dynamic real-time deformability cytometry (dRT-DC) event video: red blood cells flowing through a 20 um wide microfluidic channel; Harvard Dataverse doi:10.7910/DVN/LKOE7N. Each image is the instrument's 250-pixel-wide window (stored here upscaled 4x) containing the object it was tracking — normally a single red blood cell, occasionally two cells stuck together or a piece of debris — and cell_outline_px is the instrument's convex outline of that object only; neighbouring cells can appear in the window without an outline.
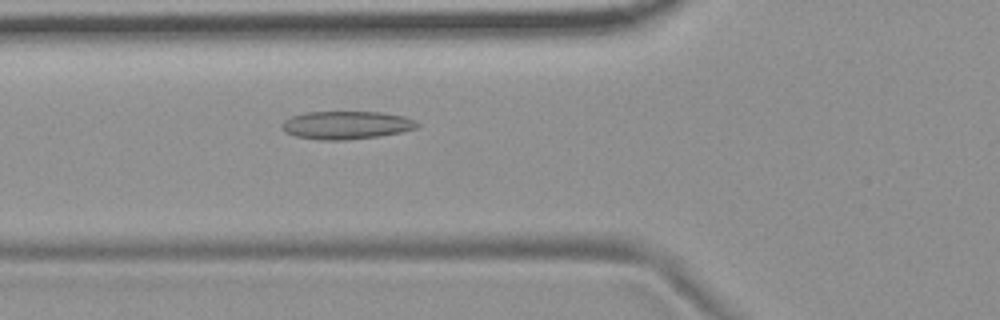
{"species": "common noctule bat (a hibernating species)", "species_latin": "Nyctalus noctula", "temperature_condition": "room temperature", "stored_images_in_passage": 33, "camera_frame_rate_fps": 3000, "um_per_image_px": 0.085, "animal": {"sex": "female", "body_mass_g": 19.9}, "frame": {"image": 1, "passage_image": 5, "time_ms": 1.333, "image_size_px": [1000, 320], "cell_outline_px": [[420, 124], [416, 128], [400, 132], [380, 136], [348, 140], [320, 140], [296, 136], [284, 132], [284, 120], [292, 116], [304, 112], [380, 112], [404, 116], [416, 120]], "centroid_in_image_um": [29.47, 10.63], "position_along_channel_um": 96.3, "area_um2": 22.08}}
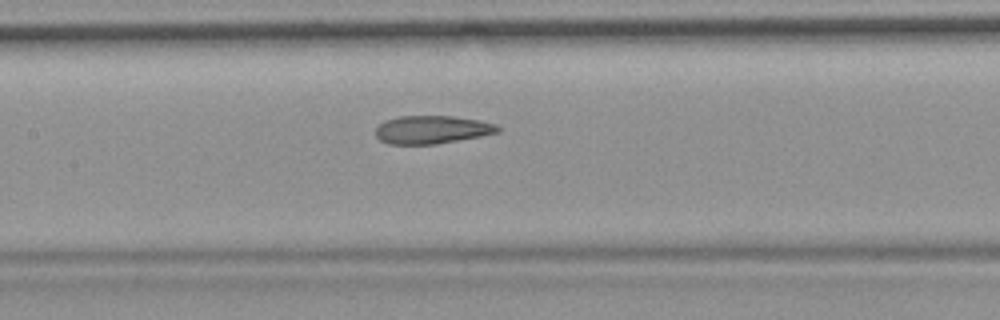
{"frame": {"image": 2, "passage_image": 11, "time_ms": 3.333, "image_size_px": [1000, 320], "cell_outline_px": [[500, 132], [480, 136], [436, 144], [388, 144], [380, 140], [376, 136], [376, 128], [384, 120], [400, 116], [452, 116], [480, 120], [496, 124], [500, 128]], "centroid_in_image_um": [36.71, 11.02], "position_along_channel_um": 170.7, "area_um2": 20.0}}
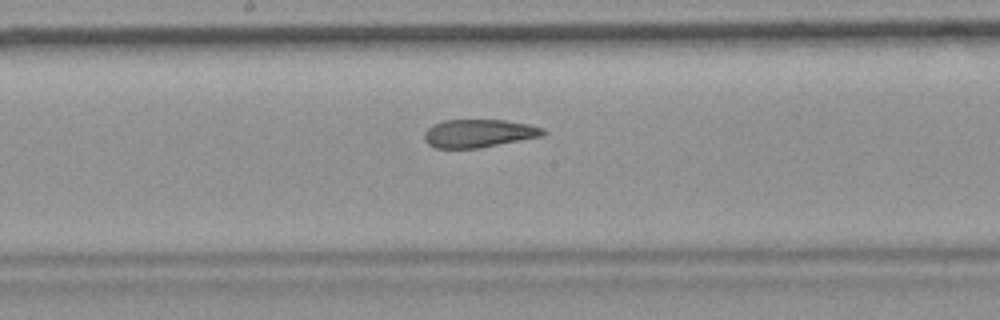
{"frame": {"image": 3, "passage_image": 14, "time_ms": 4.333, "image_size_px": [1000, 320], "cell_outline_px": [[548, 132], [544, 136], [476, 148], [436, 148], [428, 144], [424, 140], [424, 132], [432, 124], [444, 120], [504, 120], [528, 124], [544, 128]], "centroid_in_image_um": [40.7, 11.33], "position_along_channel_um": 207.5, "area_um2": 19.48}, "authors_computed_cell_mechanics": {"area_um2": 20.808, "velocity_mm_per_s": 3.7057, "shape_relaxation_time_tau1_ms": null, "shape_relaxation_time_tau2_ms": 2.1079, "deformation_change_tau1": null, "deformation_change_tau2": 0.0919}}